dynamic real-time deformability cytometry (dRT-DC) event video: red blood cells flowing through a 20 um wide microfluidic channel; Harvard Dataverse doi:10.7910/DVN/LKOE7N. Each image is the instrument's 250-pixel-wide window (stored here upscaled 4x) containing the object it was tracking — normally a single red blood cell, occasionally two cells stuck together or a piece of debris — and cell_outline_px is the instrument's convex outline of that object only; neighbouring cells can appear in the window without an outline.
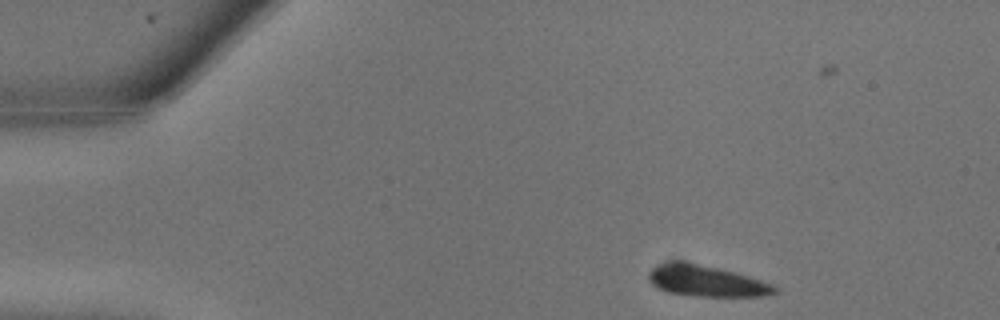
{"species": "common noctule bat (a hibernating species)", "species_latin": "Nyctalus noctula", "temperature_condition": "warm", "stored_images_in_passage": 18, "camera_frame_rate_fps": 3000, "um_per_image_px": 0.085, "animal": {"sex": "male", "body_mass_g": 13.3}, "frame": {"image": 1, "passage_image": 1, "time_ms": 0.0, "image_size_px": [1000, 320], "cell_outline_px": [[780, 292], [764, 296], [692, 296], [672, 292], [660, 288], [652, 284], [648, 280], [648, 272], [652, 268], [660, 264], [696, 264], [736, 272], [772, 284], [780, 288]], "centroid_in_image_um": [60.13, 23.93], "position_along_channel_um": 24.9, "area_um2": 22.14}}
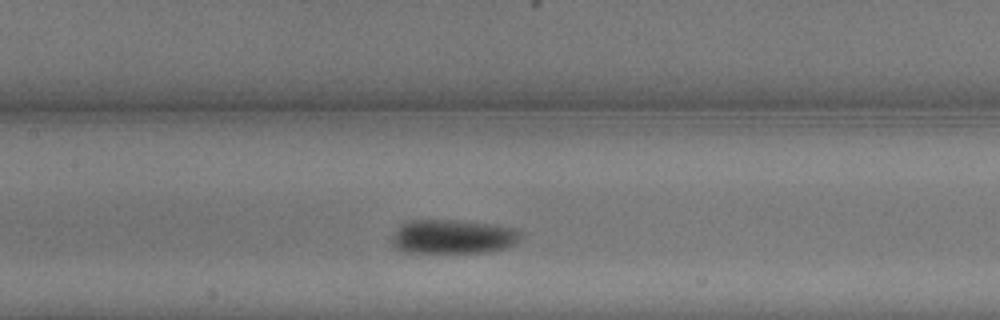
{"frame": {"image": 2, "passage_image": 9, "time_ms": 2.667, "image_size_px": [1000, 320], "cell_outline_px": [[520, 236], [512, 244], [504, 248], [488, 252], [400, 252], [392, 244], [392, 232], [400, 224], [412, 220], [456, 220], [492, 224], [516, 228], [520, 232]], "centroid_in_image_um": [38.43, 20.11], "position_along_channel_um": 169.0, "area_um2": 25.61}}
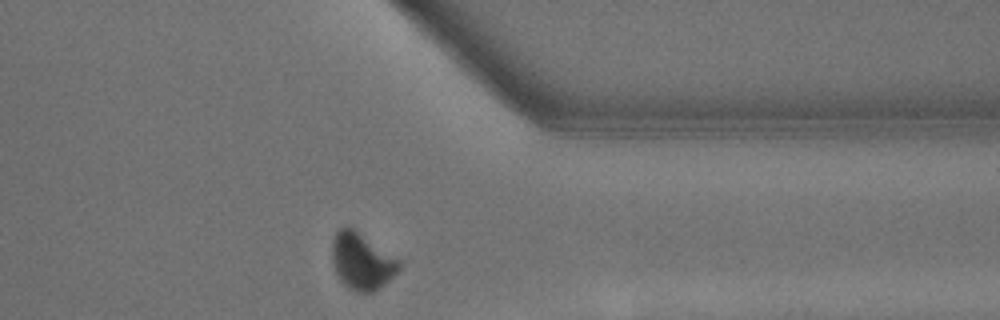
{"frame": {"image": 3, "passage_image": 17, "time_ms": 5.333, "image_size_px": [1000, 320], "cell_outline_px": [[400, 268], [380, 288], [372, 292], [356, 292], [348, 288], [340, 280], [336, 272], [332, 260], [332, 240], [336, 232], [344, 224], [352, 228], [400, 260]], "centroid_in_image_um": [30.72, 22.21], "position_along_channel_um": 380.7, "area_um2": 21.85}}